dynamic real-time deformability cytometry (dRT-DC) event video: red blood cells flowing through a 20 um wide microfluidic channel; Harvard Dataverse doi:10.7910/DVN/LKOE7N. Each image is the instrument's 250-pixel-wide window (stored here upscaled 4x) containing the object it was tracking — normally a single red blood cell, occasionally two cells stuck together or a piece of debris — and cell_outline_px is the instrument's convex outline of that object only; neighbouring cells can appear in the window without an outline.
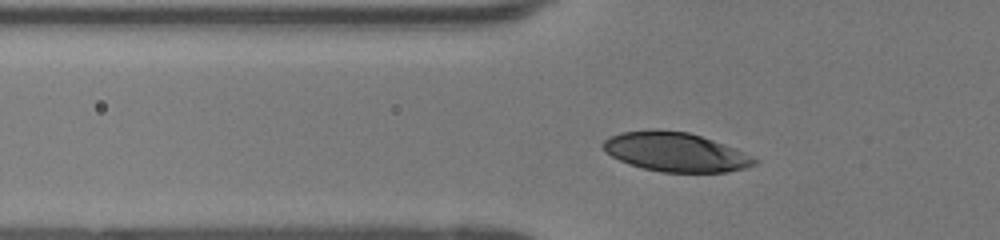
{"species": "human", "species_latin": "Homo sapiens", "temperature_condition": "room temperature", "stored_images_in_passage": 36, "camera_frame_rate_fps": 3000, "um_per_image_px": 0.085, "donor": {"sex": "female"}, "frame": {"image": 1, "passage_image": 9, "time_ms": 2.667, "image_size_px": [1000, 240], "cell_outline_px": [[760, 160], [756, 164], [744, 168], [728, 172], [660, 172], [628, 164], [604, 152], [600, 144], [604, 140], [620, 132], [656, 128], [688, 132], [724, 144], [744, 152]], "centroid_in_image_um": [57.39, 12.91], "position_along_channel_um": 68.4, "area_um2": 34.74}}
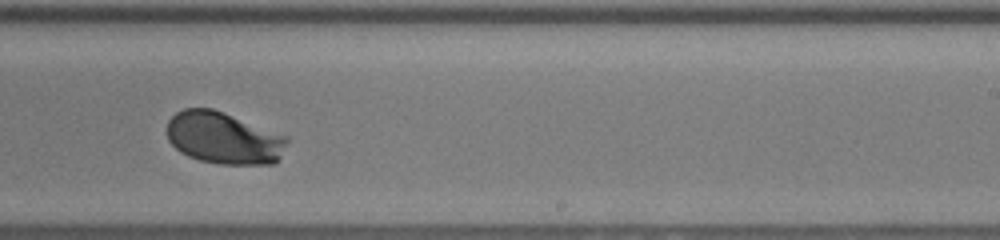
{"frame": {"image": 2, "passage_image": 24, "time_ms": 7.667, "image_size_px": [1000, 240], "cell_outline_px": [[288, 140], [280, 156], [272, 164], [220, 164], [200, 160], [188, 156], [180, 152], [168, 140], [168, 120], [176, 112], [184, 108], [212, 108], [288, 136]], "centroid_in_image_um": [19.0, 11.73], "position_along_channel_um": 270.0, "area_um2": 36.18}}
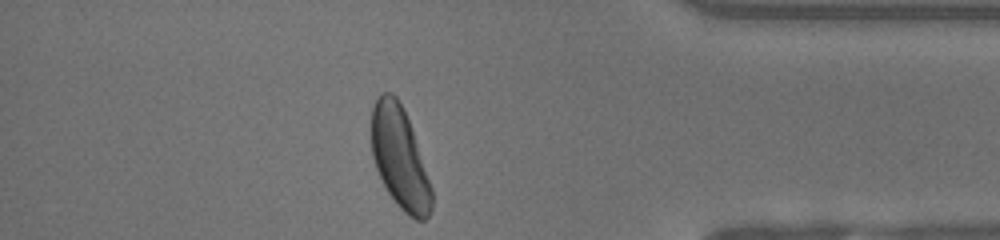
{"frame": {"image": 3, "passage_image": 35, "time_ms": 11.333, "image_size_px": [1000, 240], "cell_outline_px": [[432, 208], [428, 216], [424, 220], [416, 220], [408, 216], [396, 204], [388, 192], [376, 168], [372, 156], [372, 108], [380, 92], [392, 92], [396, 96], [408, 120], [432, 188]], "centroid_in_image_um": [33.97, 13.44], "position_along_channel_um": 401.2, "area_um2": 35.14}, "authors_computed_cell_mechanics": {"area_um2": 36.0094, "velocity_mm_per_s": 4.1333, "shape_relaxation_time_tau1_ms": 1.5739, "shape_relaxation_time_tau2_ms": null, "deformation_change_tau1": 0.128, "deformation_change_tau2": null}}